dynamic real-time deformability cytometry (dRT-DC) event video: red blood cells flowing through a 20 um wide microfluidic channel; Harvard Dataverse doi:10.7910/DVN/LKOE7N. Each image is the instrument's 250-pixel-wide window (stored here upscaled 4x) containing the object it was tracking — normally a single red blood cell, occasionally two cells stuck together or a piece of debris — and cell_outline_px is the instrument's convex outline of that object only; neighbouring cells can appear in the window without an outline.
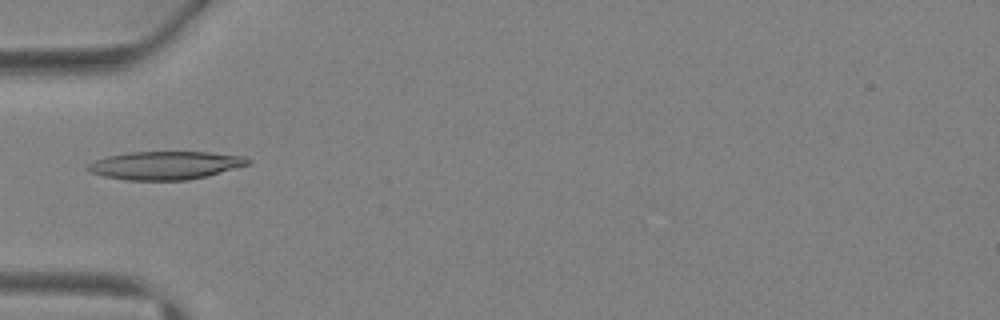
{"species": "Egyptian fruit bat (a non-hibernating species)", "species_latin": "Rousettus aegyptiacus", "temperature_condition": "warm", "stored_images_in_passage": 4, "camera_frame_rate_fps": 3000, "um_per_image_px": 0.085, "animal": {"sex": "female"}, "frame": {"image": 1, "passage_image": 4, "time_ms": 4.667, "image_size_px": [1000, 320], "cell_outline_px": [[252, 164], [188, 180], [124, 180], [104, 176], [92, 172], [84, 168], [88, 164], [96, 160], [108, 156], [128, 152], [208, 152], [244, 156], [252, 160]], "centroid_in_image_um": [14.07, 14.05], "position_along_channel_um": 70.9, "area_um2": 26.24}}